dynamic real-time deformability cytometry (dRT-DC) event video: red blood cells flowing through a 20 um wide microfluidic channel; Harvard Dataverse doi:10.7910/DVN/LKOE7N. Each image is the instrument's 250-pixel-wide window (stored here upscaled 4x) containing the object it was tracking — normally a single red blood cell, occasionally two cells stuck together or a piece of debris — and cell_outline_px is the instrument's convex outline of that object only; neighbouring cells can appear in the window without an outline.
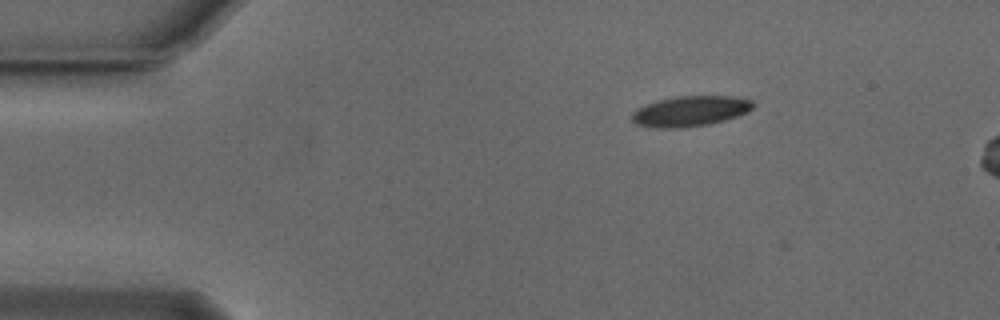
{"species": "Egyptian fruit bat (a non-hibernating species)", "species_latin": "Rousettus aegyptiacus", "temperature_condition": "cold", "stored_images_in_passage": 8, "camera_frame_rate_fps": 3000, "um_per_image_px": 0.085, "animal": {"sex": "male"}, "frame": {"image": 1, "passage_image": 2, "time_ms": 0.333, "image_size_px": [1000, 320], "cell_outline_px": [[756, 104], [748, 112], [724, 120], [708, 124], [680, 128], [656, 128], [636, 124], [632, 120], [632, 112], [648, 104], [660, 100], [676, 96], [732, 96], [752, 100]], "centroid_in_image_um": [58.7, 9.45], "position_along_channel_um": 26.3, "area_um2": 21.27}}